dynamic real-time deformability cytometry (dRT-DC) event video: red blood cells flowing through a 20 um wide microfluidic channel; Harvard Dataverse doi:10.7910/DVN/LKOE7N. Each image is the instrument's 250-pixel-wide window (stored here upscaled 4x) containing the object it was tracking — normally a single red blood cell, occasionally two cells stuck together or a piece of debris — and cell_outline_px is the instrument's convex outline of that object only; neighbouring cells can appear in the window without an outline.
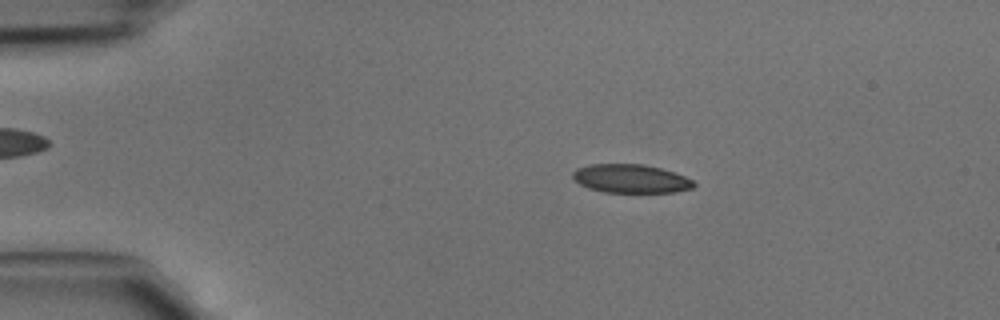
{"species": "common noctule bat (a hibernating species)", "species_latin": "Nyctalus noctula", "temperature_condition": "cold", "stored_images_in_passage": 45, "camera_frame_rate_fps": 3000, "um_per_image_px": 0.085, "animal": {"sex": "male", "body_mass_g": 15.6}, "frame": {"image": 1, "passage_image": 8, "time_ms": 2.333, "image_size_px": [1000, 320], "cell_outline_px": [[696, 184], [692, 188], [676, 192], [604, 192], [588, 188], [580, 184], [572, 176], [572, 172], [576, 168], [592, 164], [644, 164], [676, 172], [692, 180]], "centroid_in_image_um": [53.62, 15.18], "position_along_channel_um": 31.4, "area_um2": 20.17}}
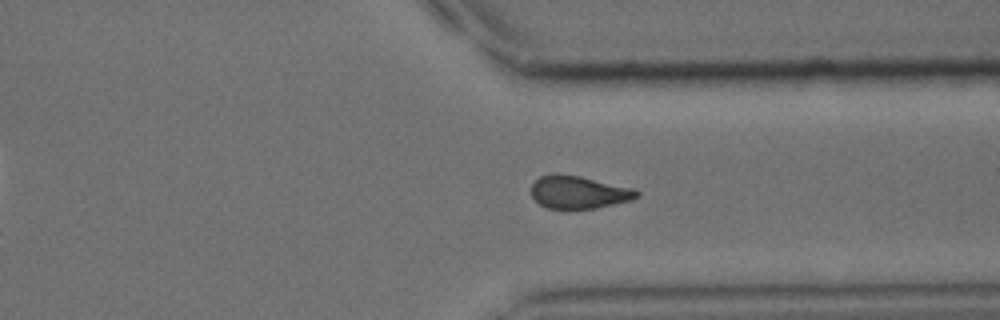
{"frame": {"image": 2, "passage_image": 34, "time_ms": 11.0, "image_size_px": [1000, 320], "cell_outline_px": [[640, 196], [628, 200], [596, 208], [548, 208], [540, 204], [532, 196], [532, 184], [540, 176], [556, 172], [580, 176], [636, 188], [640, 192]], "centroid_in_image_um": [49.2, 16.31], "position_along_channel_um": 362.2, "area_um2": 20.11}}
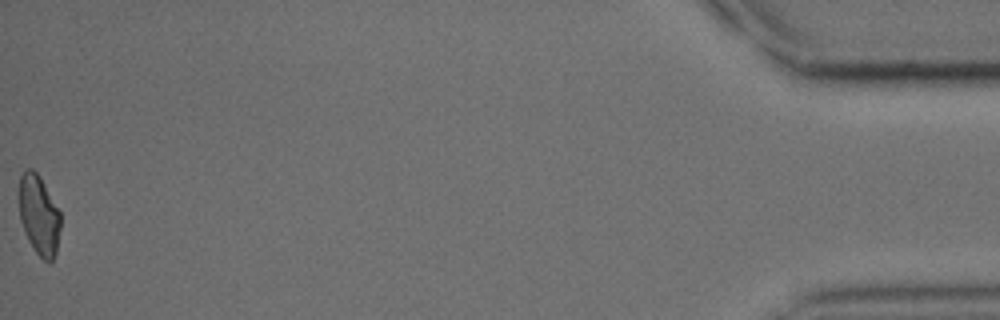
{"frame": {"image": 3, "passage_image": 45, "time_ms": 14.667, "image_size_px": [1000, 320], "cell_outline_px": [[60, 228], [56, 252], [52, 260], [48, 264], [36, 252], [28, 240], [20, 220], [16, 192], [20, 176], [28, 168], [32, 168], [40, 176], [60, 212]], "centroid_in_image_um": [3.27, 18.24], "position_along_channel_um": 431.9, "area_um2": 19.65}}